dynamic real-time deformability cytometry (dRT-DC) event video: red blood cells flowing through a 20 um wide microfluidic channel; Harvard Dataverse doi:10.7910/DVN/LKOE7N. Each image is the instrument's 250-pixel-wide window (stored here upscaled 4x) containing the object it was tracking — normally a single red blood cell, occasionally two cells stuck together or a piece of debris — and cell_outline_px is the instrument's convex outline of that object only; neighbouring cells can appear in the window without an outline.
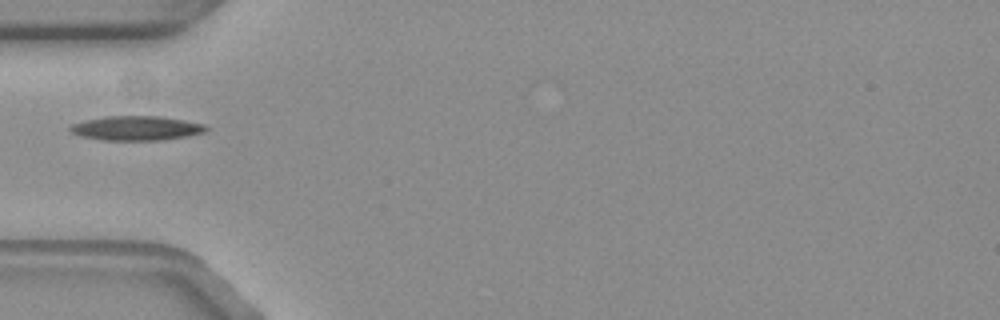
{"species": "common noctule bat (a hibernating species)", "species_latin": "Nyctalus noctula", "temperature_condition": "warm", "stored_images_in_passage": 37, "camera_frame_rate_fps": 3000, "um_per_image_px": 0.085, "animal": {"sex": "female", "body_mass_g": 19.3, "forearm_length_mm": 54.1}, "frame": {"image": 1, "passage_image": 1, "time_ms": 0.0, "image_size_px": [1000, 320], "cell_outline_px": [[204, 128], [196, 132], [176, 136], [92, 136], [76, 132], [72, 128], [80, 124], [96, 120], [128, 116], [140, 116], [172, 120], [196, 124]], "centroid_in_image_um": [11.6, 10.82], "position_along_channel_um": 73.4, "area_um2": 14.22}}
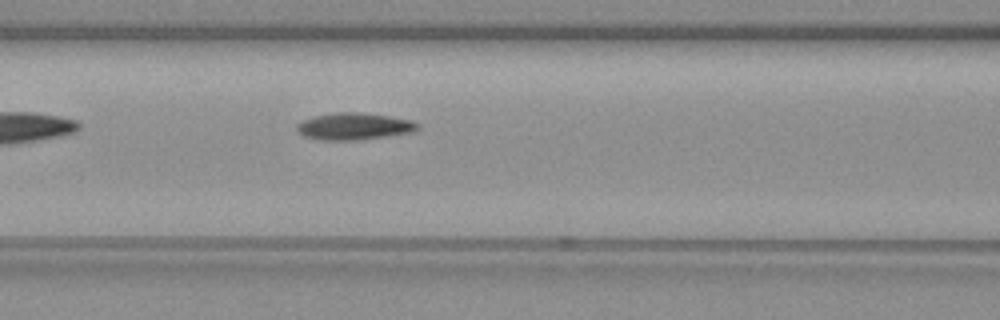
{"frame": {"image": 2, "passage_image": 6, "time_ms": 1.667, "image_size_px": [1000, 320], "cell_outline_px": [[412, 128], [396, 132], [368, 136], [316, 136], [304, 132], [300, 128], [304, 124], [312, 120], [328, 116], [376, 116], [400, 120], [412, 124]], "centroid_in_image_um": [30.09, 10.72], "position_along_channel_um": 136.5, "area_um2": 13.01}}
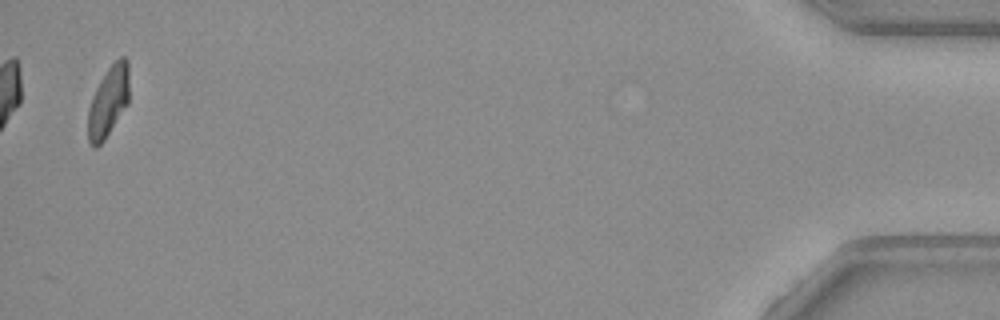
{"frame": {"image": 3, "passage_image": 37, "time_ms": 12.0, "image_size_px": [1000, 320], "cell_outline_px": [[128, 100], [108, 132], [100, 144], [92, 144], [88, 136], [88, 116], [92, 100], [104, 76], [112, 64], [116, 60], [124, 60], [128, 88]], "centroid_in_image_um": [9.17, 8.68], "position_along_channel_um": 426.0, "area_um2": 14.91}}